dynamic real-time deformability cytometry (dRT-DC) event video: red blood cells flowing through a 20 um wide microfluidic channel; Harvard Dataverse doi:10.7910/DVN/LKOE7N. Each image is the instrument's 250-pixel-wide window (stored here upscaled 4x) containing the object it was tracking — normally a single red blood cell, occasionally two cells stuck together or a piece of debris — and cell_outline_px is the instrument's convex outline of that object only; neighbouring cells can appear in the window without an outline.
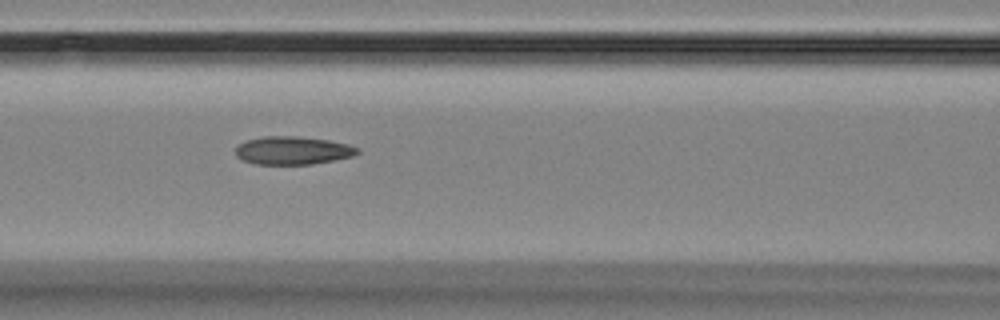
{"species": "Egyptian fruit bat (a non-hibernating species)", "species_latin": "Rousettus aegyptiacus", "temperature_condition": "room temperature", "stored_images_in_passage": 10, "camera_frame_rate_fps": 3000, "um_per_image_px": 0.085, "animal": {"sex": "female"}, "frame": {"image": 1, "passage_image": 4, "time_ms": 3.333, "image_size_px": [1000, 320], "cell_outline_px": [[360, 152], [352, 156], [312, 164], [256, 164], [244, 160], [236, 156], [236, 148], [244, 140], [260, 136], [296, 136], [328, 140], [348, 144], [360, 148]], "centroid_in_image_um": [24.87, 12.78], "position_along_channel_um": 141.7, "area_um2": 19.94}}
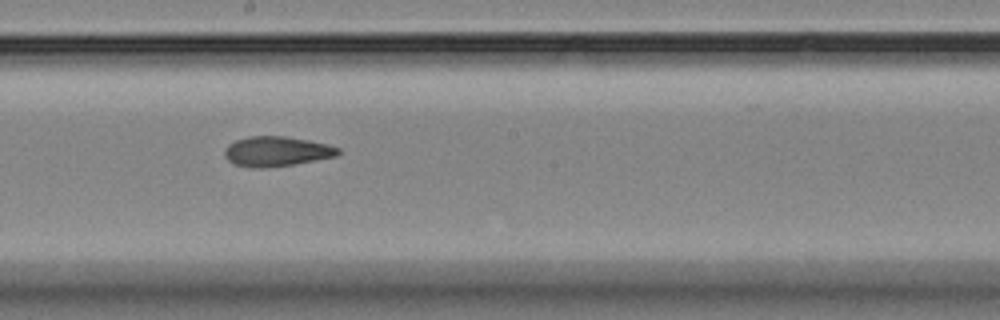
{"frame": {"image": 2, "passage_image": 6, "time_ms": 5.667, "image_size_px": [1000, 320], "cell_outline_px": [[340, 152], [336, 156], [292, 164], [260, 168], [252, 168], [232, 164], [224, 156], [224, 148], [228, 144], [236, 140], [248, 136], [284, 136], [308, 140], [340, 148]], "centroid_in_image_um": [23.44, 12.86], "position_along_channel_um": 224.8, "area_um2": 19.65}}
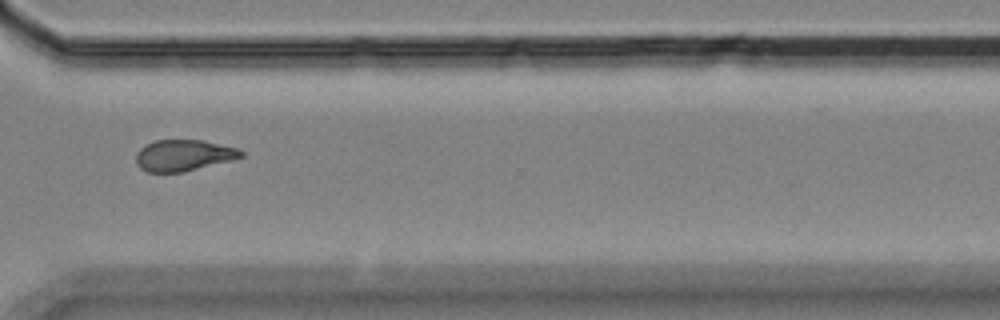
{"frame": {"image": 3, "passage_image": 9, "time_ms": 9.333, "image_size_px": [1000, 320], "cell_outline_px": [[244, 156], [232, 160], [184, 172], [148, 172], [140, 168], [136, 164], [136, 152], [140, 148], [156, 140], [204, 140], [236, 148], [244, 152]], "centroid_in_image_um": [15.6, 13.21], "position_along_channel_um": 355.0, "area_um2": 19.13}, "authors_computed_cell_mechanics": {"area_um2": 19.7676, "velocity_mm_per_s": 3.5643, "shape_relaxation_time_tau1_ms": 4.0066, "shape_relaxation_time_tau2_ms": 1.2721, "deformation_change_tau1": 0.1372, "deformation_change_tau2": 0.0826}}